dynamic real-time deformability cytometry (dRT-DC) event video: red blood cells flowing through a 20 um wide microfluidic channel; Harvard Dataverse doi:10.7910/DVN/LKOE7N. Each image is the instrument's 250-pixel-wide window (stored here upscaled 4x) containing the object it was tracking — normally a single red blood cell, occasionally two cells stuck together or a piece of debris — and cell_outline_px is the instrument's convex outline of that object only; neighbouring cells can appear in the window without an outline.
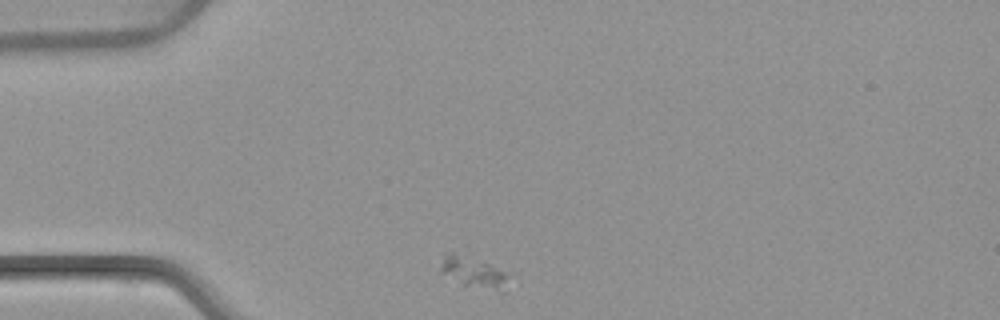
{"species": "common noctule bat (a hibernating species)", "species_latin": "Nyctalus noctula", "temperature_condition": "warm", "stored_images_in_passage": 3, "camera_frame_rate_fps": 3000, "um_per_image_px": 0.085, "animal": {"sex": "female", "body_mass_g": 22.7, "forearm_length_mm": 54.2}, "frame": {"image": 1, "passage_image": 1, "time_ms": 0.0, "image_size_px": [1000, 320], "cell_outline_px": [[504, 292], [464, 284], [440, 272], [440, 268], [444, 252], [452, 252], [488, 264], [504, 272]], "centroid_in_image_um": [40.13, 23.12], "position_along_channel_um": 44.9, "area_um2": 11.27}}
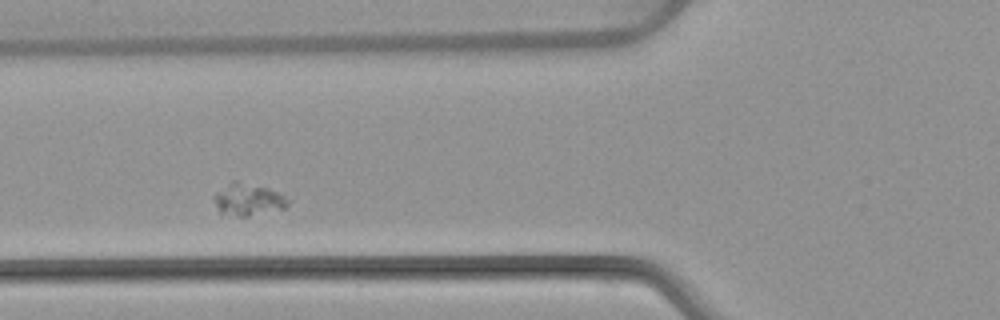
{"frame": {"image": 2, "passage_image": 3, "time_ms": 2.333, "image_size_px": [1000, 320], "cell_outline_px": [[288, 204], [284, 208], [248, 216], [236, 216], [220, 212], [212, 196], [216, 192], [232, 180], [236, 180], [268, 188], [284, 196], [288, 200]], "centroid_in_image_um": [21.05, 16.94], "position_along_channel_um": 104.7, "area_um2": 13.58}}